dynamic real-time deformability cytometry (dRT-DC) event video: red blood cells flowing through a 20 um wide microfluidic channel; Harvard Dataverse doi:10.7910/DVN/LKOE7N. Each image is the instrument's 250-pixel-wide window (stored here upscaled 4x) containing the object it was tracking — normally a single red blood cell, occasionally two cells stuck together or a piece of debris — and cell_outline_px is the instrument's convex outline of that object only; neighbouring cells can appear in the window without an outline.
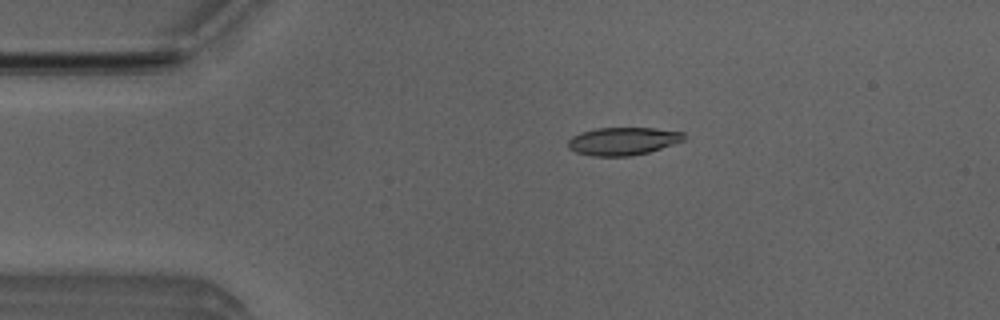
{"species": "Egyptian fruit bat (a non-hibernating species)", "species_latin": "Rousettus aegyptiacus", "temperature_condition": "room temperature", "stored_images_in_passage": 46, "camera_frame_rate_fps": 3000, "um_per_image_px": 0.085, "animal": {"sex": "male"}, "frame": {"image": 1, "passage_image": 4, "time_ms": 1.0, "image_size_px": [1000, 320], "cell_outline_px": [[684, 140], [648, 152], [632, 156], [592, 156], [576, 152], [568, 148], [568, 140], [572, 136], [580, 132], [596, 128], [656, 128], [684, 132]], "centroid_in_image_um": [52.92, 11.99], "position_along_channel_um": 32.1, "area_um2": 18.79}}
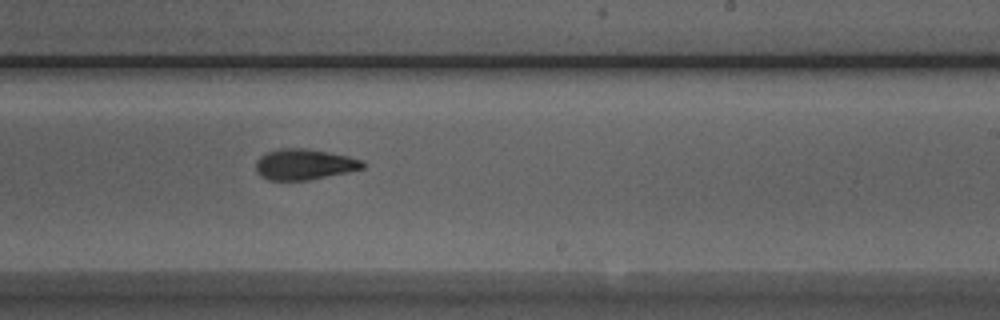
{"frame": {"image": 2, "passage_image": 25, "time_ms": 8.0, "image_size_px": [1000, 320], "cell_outline_px": [[368, 164], [364, 168], [348, 172], [308, 180], [268, 180], [260, 176], [256, 172], [256, 160], [260, 156], [268, 152], [280, 148], [304, 148], [328, 152], [348, 156], [364, 160]], "centroid_in_image_um": [25.88, 13.97], "position_along_channel_um": 263.1, "area_um2": 19.31}}
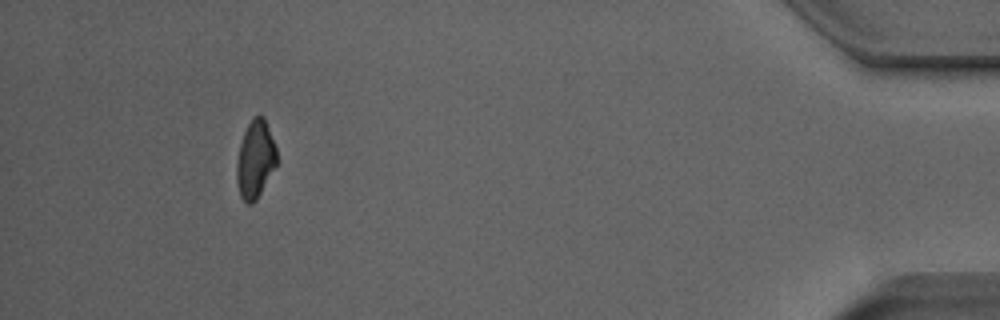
{"frame": {"image": 3, "passage_image": 42, "time_ms": 13.667, "image_size_px": [1000, 320], "cell_outline_px": [[276, 164], [256, 200], [252, 204], [248, 204], [240, 196], [236, 180], [236, 164], [240, 144], [244, 132], [252, 116], [264, 116], [276, 148]], "centroid_in_image_um": [21.68, 13.54], "position_along_channel_um": 413.5, "area_um2": 17.92}, "authors_computed_cell_mechanics": {"area_um2": 19.363, "velocity_mm_per_s": 3.9039, "shape_relaxation_time_tau1_ms": 4.5643, "shape_relaxation_time_tau2_ms": 2.2772, "deformation_change_tau1": 0.137, "deformation_change_tau2": 0.0835}}